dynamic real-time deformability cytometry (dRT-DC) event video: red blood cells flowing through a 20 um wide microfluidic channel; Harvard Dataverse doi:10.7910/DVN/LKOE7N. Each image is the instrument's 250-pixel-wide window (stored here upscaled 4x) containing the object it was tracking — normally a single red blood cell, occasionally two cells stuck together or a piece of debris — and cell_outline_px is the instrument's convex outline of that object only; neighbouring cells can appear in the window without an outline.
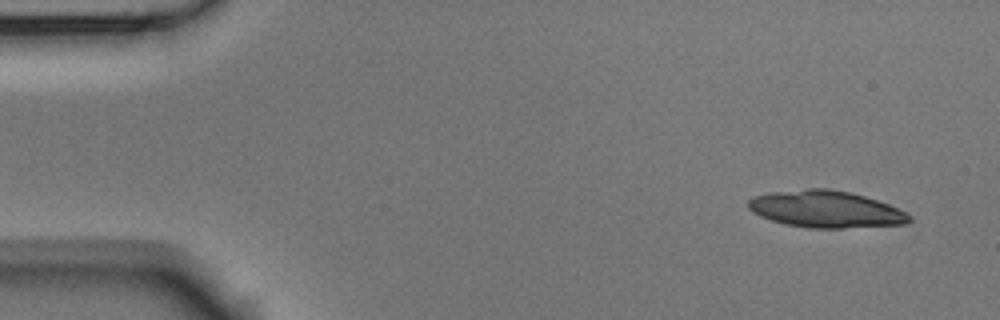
{"species": "Egyptian fruit bat (a non-hibernating species)", "species_latin": "Rousettus aegyptiacus", "temperature_condition": "room temperature", "stored_images_in_passage": 5, "camera_frame_rate_fps": 3000, "um_per_image_px": 0.085, "animal": {"sex": "male"}, "frame": {"image": 1, "passage_image": 1, "time_ms": 0.0, "image_size_px": [1000, 320], "cell_outline_px": [[912, 220], [908, 224], [844, 228], [808, 228], [784, 224], [760, 216], [752, 212], [748, 208], [748, 200], [752, 196], [768, 192], [808, 188], [828, 188], [848, 192], [864, 196], [888, 204], [912, 216]], "centroid_in_image_um": [70.16, 17.78], "position_along_channel_um": 14.8, "area_um2": 34.8}}
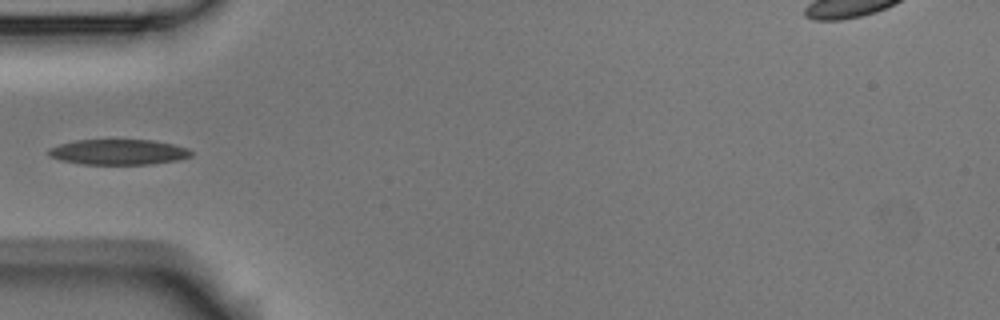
{"frame": {"image": 2, "passage_image": 5, "time_ms": 1.333, "image_size_px": [1000, 320], "cell_outline_px": [[192, 156], [176, 160], [152, 164], [84, 164], [60, 160], [48, 156], [48, 148], [60, 144], [76, 140], [152, 140], [172, 144], [188, 148], [192, 152]], "centroid_in_image_um": [10.05, 12.92], "position_along_channel_um": 75.0, "area_um2": 21.04}}